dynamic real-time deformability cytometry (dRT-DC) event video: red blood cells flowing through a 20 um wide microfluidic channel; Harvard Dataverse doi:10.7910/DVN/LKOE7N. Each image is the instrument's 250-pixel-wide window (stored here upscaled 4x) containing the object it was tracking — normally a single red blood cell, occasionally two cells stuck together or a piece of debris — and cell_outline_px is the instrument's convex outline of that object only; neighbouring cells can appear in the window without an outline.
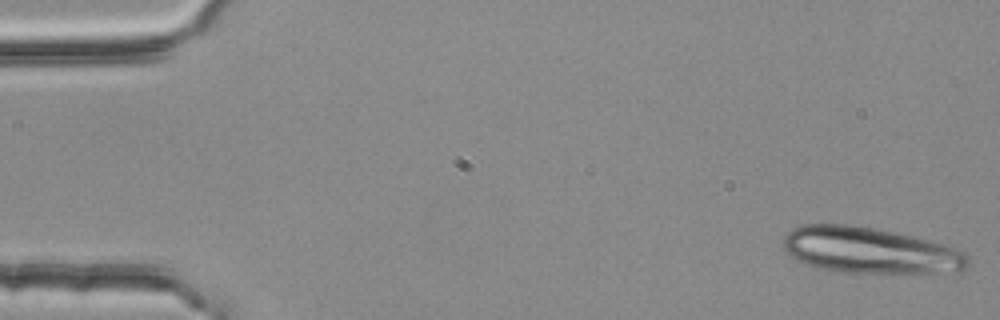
{"species": "common noctule bat (a hibernating species)", "species_latin": "Nyctalus noctula", "temperature_condition": "room temperature", "stored_images_in_passage": 39, "segment_of_instrument_passage": [1, 2], "camera_frame_rate_fps": 3000, "um_per_image_px": 0.085, "animal": {"sex": "female", "body_mass_g": 25.1}, "frame": {"image": 1, "passage_image": 1, "time_ms": 0.0, "image_size_px": [1000, 320], "cell_outline_px": [[968, 264], [964, 272], [840, 272], [816, 268], [796, 260], [784, 248], [784, 236], [792, 228], [800, 224], [852, 224], [876, 228], [940, 244], [964, 252], [968, 256]], "centroid_in_image_um": [73.88, 21.28], "position_along_channel_um": 11.1, "area_um2": 49.13}}